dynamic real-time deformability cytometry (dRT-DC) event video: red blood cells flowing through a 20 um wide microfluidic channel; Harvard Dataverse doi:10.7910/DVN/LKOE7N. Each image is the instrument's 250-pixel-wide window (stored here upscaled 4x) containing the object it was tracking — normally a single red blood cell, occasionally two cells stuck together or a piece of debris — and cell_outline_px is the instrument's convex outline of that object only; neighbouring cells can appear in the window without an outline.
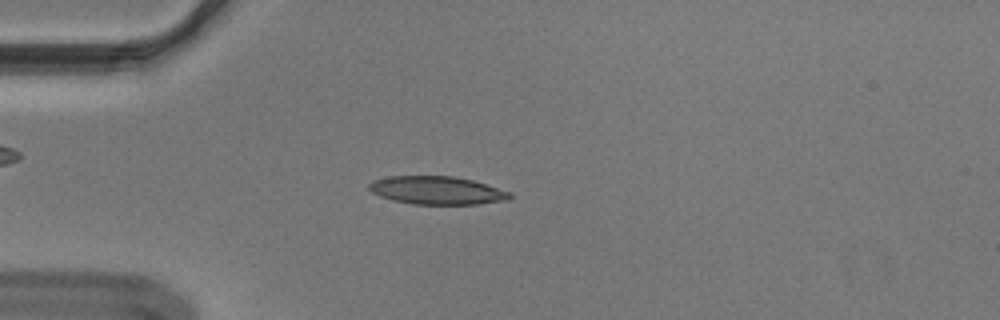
{"species": "Egyptian fruit bat (a non-hibernating species)", "species_latin": "Rousettus aegyptiacus", "temperature_condition": "cold", "stored_images_in_passage": 54, "camera_frame_rate_fps": 3000, "um_per_image_px": 0.085, "animal": {"sex": "male"}, "frame": {"image": 1, "passage_image": 14, "time_ms": 4.333, "image_size_px": [1000, 320], "cell_outline_px": [[512, 196], [508, 200], [476, 204], [412, 204], [392, 200], [380, 196], [372, 192], [368, 188], [368, 184], [372, 180], [388, 176], [452, 176], [472, 180], [512, 192]], "centroid_in_image_um": [37.12, 16.18], "position_along_channel_um": 47.9, "area_um2": 23.12}}
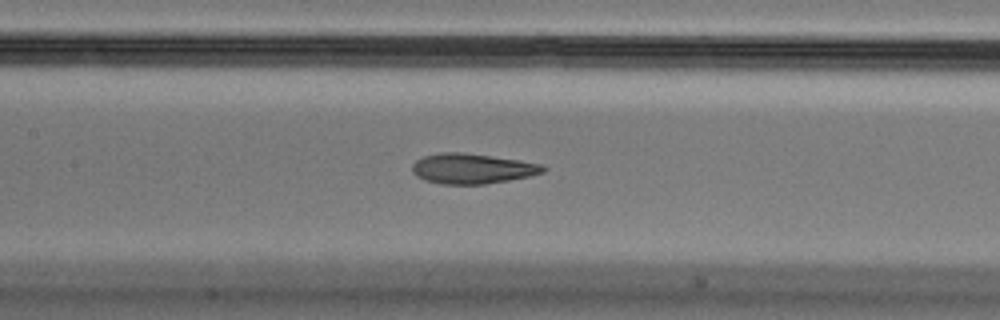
{"frame": {"image": 2, "passage_image": 25, "time_ms": 8.0, "image_size_px": [1000, 320], "cell_outline_px": [[548, 168], [544, 172], [528, 176], [508, 180], [484, 184], [440, 184], [424, 180], [416, 176], [412, 172], [412, 164], [416, 160], [424, 156], [440, 152], [460, 152], [520, 160], [544, 164]], "centroid_in_image_um": [40.13, 14.33], "position_along_channel_um": 167.3, "area_um2": 23.06}}
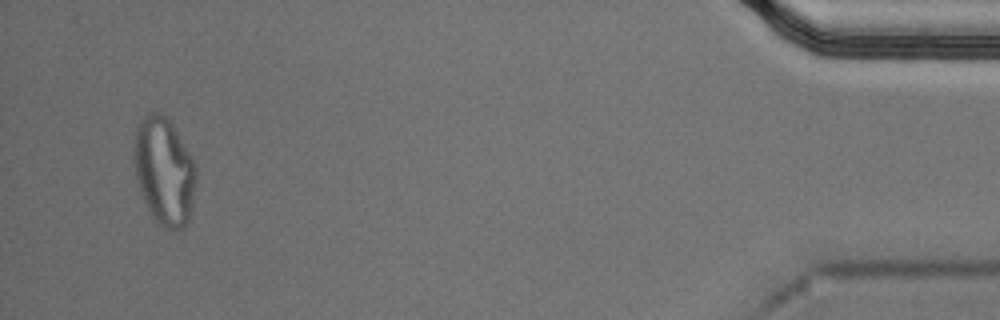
{"frame": {"image": 3, "passage_image": 52, "time_ms": 17.0, "image_size_px": [1000, 320], "cell_outline_px": [[196, 184], [188, 224], [184, 228], [164, 228], [156, 220], [148, 208], [144, 200], [132, 164], [132, 144], [136, 128], [140, 120], [144, 116], [152, 112], [160, 112], [172, 124], [192, 156], [196, 164]], "centroid_in_image_um": [13.94, 14.51], "position_along_channel_um": 421.3, "area_um2": 39.19}, "authors_computed_cell_mechanics": {"area_um2": 23.0911, "velocity_mm_per_s": 3.6458, "shape_relaxation_time_tau1_ms": null, "shape_relaxation_time_tau2_ms": 2.3092, "deformation_change_tau1": null, "deformation_change_tau2": 0.0974}}